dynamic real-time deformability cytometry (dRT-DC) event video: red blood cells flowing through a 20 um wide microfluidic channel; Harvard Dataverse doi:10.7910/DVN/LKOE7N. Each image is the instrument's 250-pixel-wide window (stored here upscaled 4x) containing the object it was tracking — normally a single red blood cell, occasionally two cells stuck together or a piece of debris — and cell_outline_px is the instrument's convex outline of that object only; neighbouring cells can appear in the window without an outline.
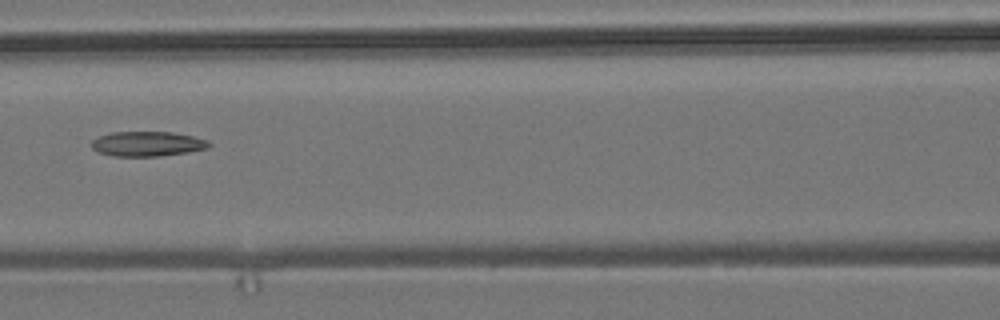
{"species": "common noctule bat (a hibernating species)", "species_latin": "Nyctalus noctula", "temperature_condition": "room temperature", "stored_images_in_passage": 10, "camera_frame_rate_fps": 3000, "um_per_image_px": 0.085, "animal": {"sex": "male", "body_mass_g": 19.2, "forearm_length_mm": 51.8}, "frame": {"image": 1, "passage_image": 7, "time_ms": 7.667, "image_size_px": [1000, 320], "cell_outline_px": [[212, 144], [208, 148], [188, 152], [160, 156], [112, 156], [100, 152], [92, 148], [92, 140], [100, 136], [112, 132], [172, 132], [192, 136], [208, 140]], "centroid_in_image_um": [12.55, 12.23], "position_along_channel_um": 154.0, "area_um2": 16.94}}
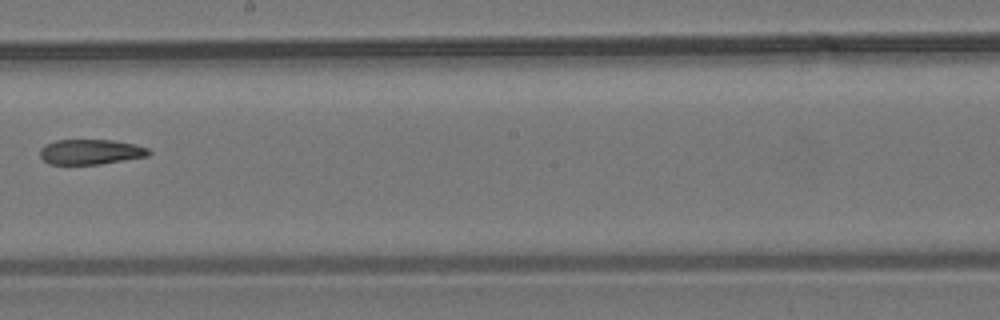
{"frame": {"image": 2, "passage_image": 9, "time_ms": 10.0, "image_size_px": [1000, 320], "cell_outline_px": [[152, 152], [148, 156], [100, 164], [48, 164], [40, 156], [40, 148], [44, 144], [56, 140], [112, 140], [132, 144], [148, 148]], "centroid_in_image_um": [7.67, 12.91], "position_along_channel_um": 240.5, "area_um2": 15.9}}
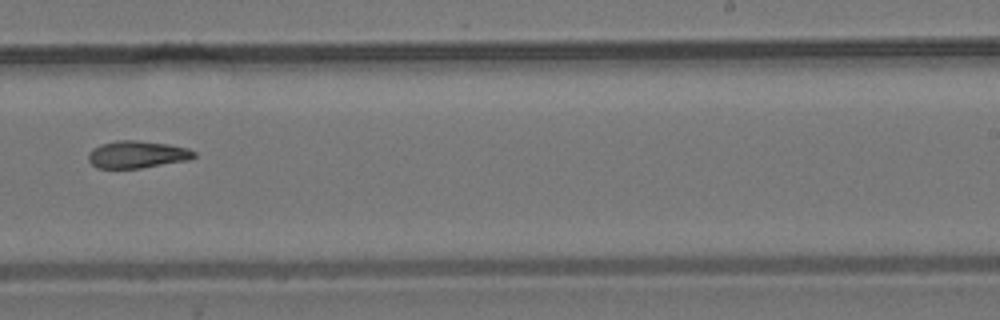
{"frame": {"image": 3, "passage_image": 10, "time_ms": 11.0, "image_size_px": [1000, 320], "cell_outline_px": [[196, 156], [188, 160], [140, 168], [96, 168], [88, 160], [88, 152], [92, 148], [100, 144], [116, 140], [136, 140], [168, 144], [188, 148], [196, 152]], "centroid_in_image_um": [11.63, 13.12], "position_along_channel_um": 277.4, "area_um2": 16.88}}